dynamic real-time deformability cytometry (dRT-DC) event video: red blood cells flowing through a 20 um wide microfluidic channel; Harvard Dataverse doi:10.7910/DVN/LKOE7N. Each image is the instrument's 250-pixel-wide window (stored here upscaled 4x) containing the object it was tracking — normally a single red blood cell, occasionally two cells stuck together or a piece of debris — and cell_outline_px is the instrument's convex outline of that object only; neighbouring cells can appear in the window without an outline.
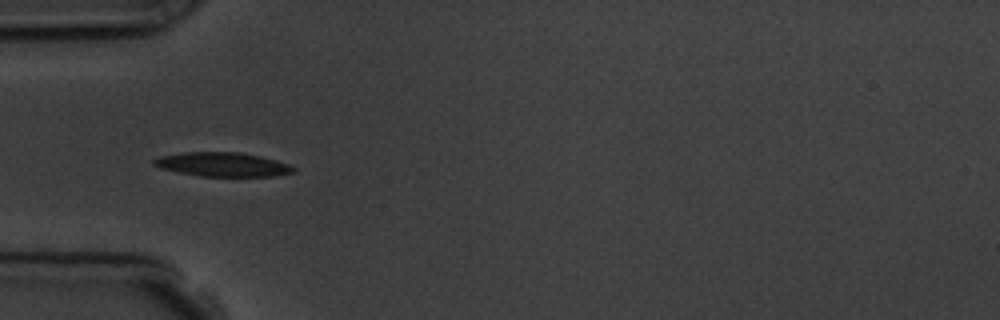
{"species": "common noctule bat (a hibernating species)", "species_latin": "Nyctalus noctula", "temperature_condition": "room temperature", "stored_images_in_passage": 5, "camera_frame_rate_fps": 3000, "um_per_image_px": 0.085, "animal": {"sex": "male", "body_mass_g": 19.5, "forearm_length_mm": 54.6}, "frame": {"image": 1, "passage_image": 4, "time_ms": 3.667, "image_size_px": [1000, 320], "cell_outline_px": [[296, 172], [276, 176], [200, 176], [176, 172], [160, 168], [152, 164], [152, 160], [160, 156], [184, 152], [240, 152], [260, 156], [292, 164], [296, 168]], "centroid_in_image_um": [18.95, 13.98], "position_along_channel_um": 66.0, "area_um2": 19.83}}